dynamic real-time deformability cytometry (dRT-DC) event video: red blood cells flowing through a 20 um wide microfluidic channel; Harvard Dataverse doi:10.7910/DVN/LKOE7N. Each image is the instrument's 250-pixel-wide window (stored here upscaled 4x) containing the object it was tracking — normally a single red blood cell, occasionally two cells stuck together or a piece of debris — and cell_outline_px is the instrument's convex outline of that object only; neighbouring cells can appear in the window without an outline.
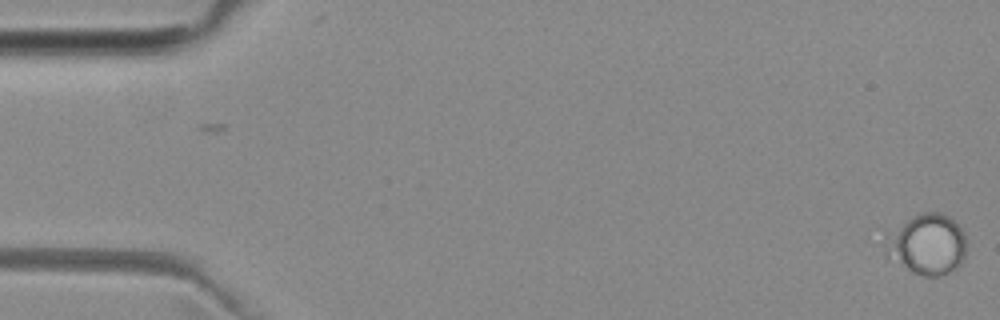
{"species": "common noctule bat (a hibernating species)", "species_latin": "Nyctalus noctula", "temperature_condition": "room temperature", "stored_images_in_passage": 5, "camera_frame_rate_fps": 3000, "um_per_image_px": 0.085, "animal": {"sex": "female", "body_mass_g": 29.2, "forearm_length_mm": 56.3}, "frame": {"image": 1, "passage_image": 5, "time_ms": 1.333, "image_size_px": [1000, 320], "cell_outline_px": [[964, 260], [956, 268], [940, 276], [924, 276], [912, 272], [888, 260], [884, 256], [880, 244], [884, 232], [924, 212], [940, 212], [948, 216], [960, 228], [964, 236]], "centroid_in_image_um": [78.66, 20.79], "position_along_channel_um": 6.3, "area_um2": 29.3}}